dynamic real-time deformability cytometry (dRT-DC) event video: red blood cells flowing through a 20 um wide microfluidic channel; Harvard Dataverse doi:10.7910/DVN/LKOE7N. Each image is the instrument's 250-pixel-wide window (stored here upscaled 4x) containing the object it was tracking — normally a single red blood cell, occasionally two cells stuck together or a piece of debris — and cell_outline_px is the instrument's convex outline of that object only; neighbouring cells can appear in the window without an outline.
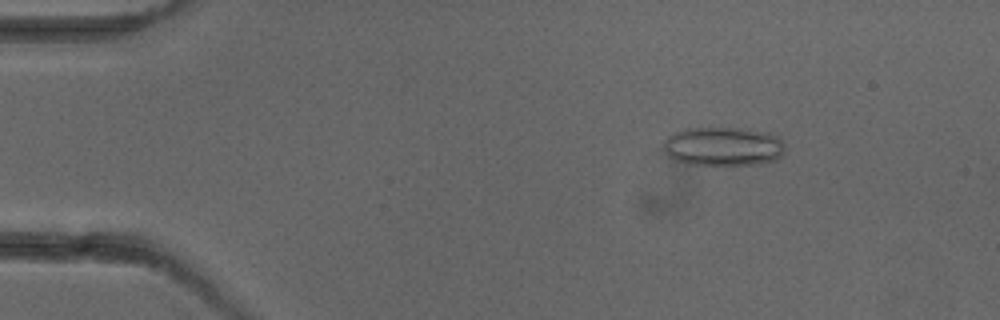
{"species": "common noctule bat (a hibernating species)", "species_latin": "Nyctalus noctula", "temperature_condition": "cold", "stored_images_in_passage": 5, "camera_frame_rate_fps": 3000, "um_per_image_px": 0.085, "animal": {"sex": "female"}, "frame": {"image": 1, "passage_image": 3, "time_ms": 2.0, "image_size_px": [1000, 320], "cell_outline_px": [[784, 156], [776, 160], [760, 164], [688, 164], [676, 160], [668, 156], [660, 148], [664, 140], [668, 136], [684, 128], [736, 128], [768, 132], [780, 136], [784, 144]], "centroid_in_image_um": [61.48, 12.44], "position_along_channel_um": 23.5, "area_um2": 27.92}}